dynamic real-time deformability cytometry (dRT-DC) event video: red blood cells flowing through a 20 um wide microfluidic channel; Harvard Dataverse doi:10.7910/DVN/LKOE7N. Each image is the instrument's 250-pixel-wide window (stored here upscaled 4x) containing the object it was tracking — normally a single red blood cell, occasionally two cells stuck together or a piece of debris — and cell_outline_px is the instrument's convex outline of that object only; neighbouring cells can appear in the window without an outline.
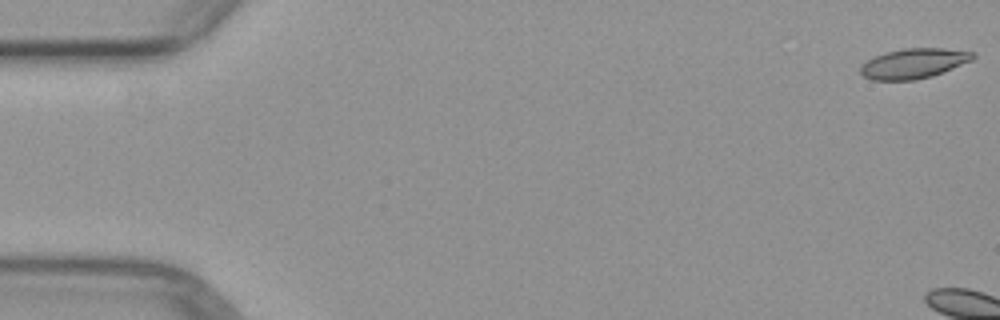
{"species": "common noctule bat (a hibernating species)", "species_latin": "Nyctalus noctula", "temperature_condition": "warm", "stored_images_in_passage": 2, "camera_frame_rate_fps": 3000, "um_per_image_px": 0.085, "animal": {"sex": "female", "body_mass_g": 29.2, "forearm_length_mm": 56.3}, "frame": {"image": 1, "passage_image": 2, "time_ms": 1.333, "image_size_px": [1000, 320], "cell_outline_px": [[976, 56], [972, 60], [932, 76], [916, 80], [872, 80], [864, 76], [860, 72], [860, 64], [884, 52], [904, 48], [944, 48], [976, 52]], "centroid_in_image_um": [77.66, 5.38], "position_along_channel_um": 7.3, "area_um2": 19.71}}